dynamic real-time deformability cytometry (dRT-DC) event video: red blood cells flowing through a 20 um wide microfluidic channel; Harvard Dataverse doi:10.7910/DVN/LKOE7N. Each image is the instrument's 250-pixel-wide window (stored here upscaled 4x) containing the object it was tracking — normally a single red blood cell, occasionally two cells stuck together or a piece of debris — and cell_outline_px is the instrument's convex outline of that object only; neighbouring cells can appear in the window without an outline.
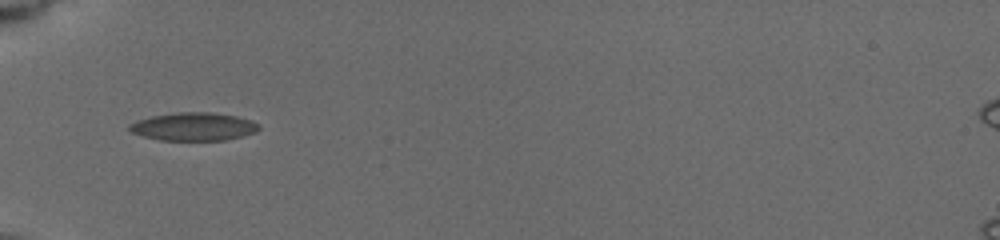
{"species": "common noctule bat (a hibernating species)", "species_latin": "Nyctalus noctula", "temperature_condition": "cold", "stored_images_in_passage": 6, "camera_frame_rate_fps": 3000, "um_per_image_px": 0.085, "animal": {"sex": "female", "body_mass_g": 19.5, "forearm_length_mm": 54.1}, "frame": {"image": 1, "passage_image": 5, "time_ms": 5.0, "image_size_px": [1000, 240], "cell_outline_px": [[260, 128], [252, 132], [240, 136], [224, 140], [160, 140], [144, 136], [132, 132], [128, 128], [128, 124], [136, 120], [152, 116], [176, 112], [212, 112], [236, 116], [252, 120]], "centroid_in_image_um": [16.4, 10.75], "position_along_channel_um": 68.6, "area_um2": 20.98}}